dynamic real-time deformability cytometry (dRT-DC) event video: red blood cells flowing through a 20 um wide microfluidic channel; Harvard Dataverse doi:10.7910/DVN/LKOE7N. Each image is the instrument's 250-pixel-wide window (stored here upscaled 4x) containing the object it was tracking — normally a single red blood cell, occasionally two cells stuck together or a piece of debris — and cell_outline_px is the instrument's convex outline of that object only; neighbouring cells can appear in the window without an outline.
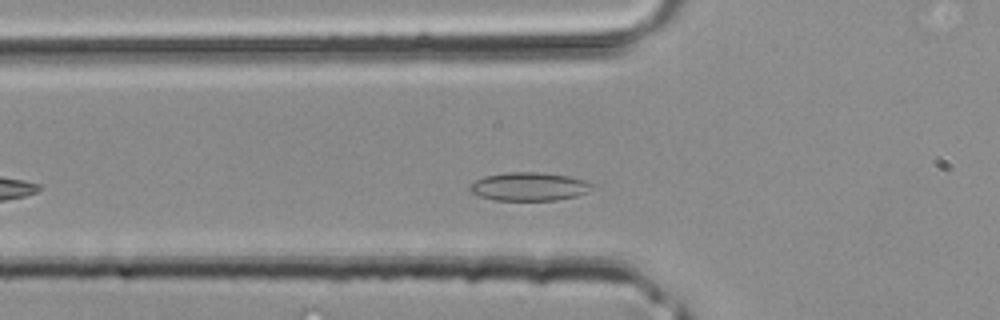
{"species": "common noctule bat (a hibernating species)", "species_latin": "Nyctalus noctula", "temperature_condition": "room temperature", "stored_images_in_passage": 28, "camera_frame_rate_fps": 3000, "um_per_image_px": 0.085, "animal": {"sex": "male", "body_mass_g": 20.4}, "frame": {"image": 1, "passage_image": 7, "time_ms": 2.0, "image_size_px": [1000, 320], "cell_outline_px": [[596, 184], [588, 192], [576, 196], [556, 200], [496, 200], [480, 196], [472, 192], [468, 188], [476, 180], [484, 176], [508, 172], [536, 172], [568, 176], [584, 180]], "centroid_in_image_um": [45.01, 15.86], "position_along_channel_um": 80.8, "area_um2": 20.11}}
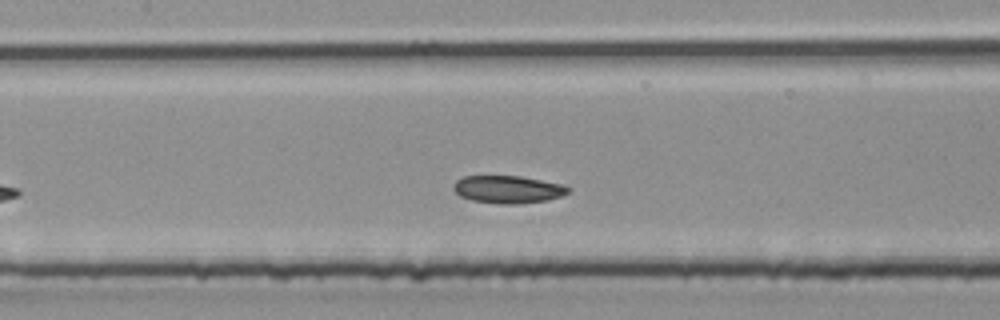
{"frame": {"image": 2, "passage_image": 12, "time_ms": 3.667, "image_size_px": [1000, 320], "cell_outline_px": [[572, 188], [568, 192], [560, 196], [548, 200], [520, 204], [500, 204], [472, 200], [460, 196], [452, 188], [452, 184], [456, 180], [464, 176], [520, 176], [564, 184]], "centroid_in_image_um": [43.18, 16.1], "position_along_channel_um": 164.2, "area_um2": 18.61}}
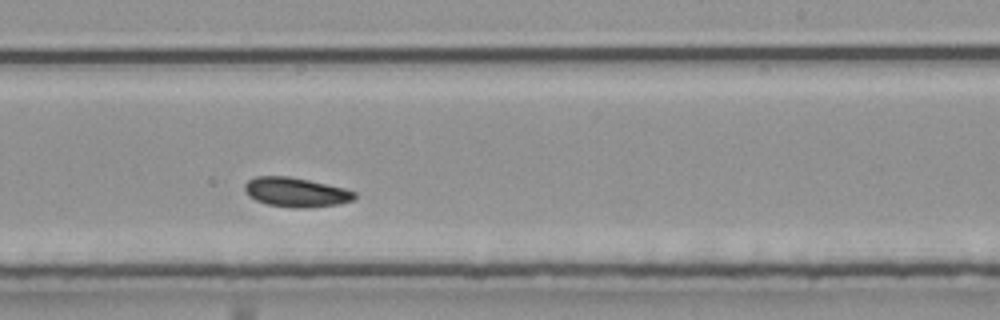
{"frame": {"image": 3, "passage_image": 18, "time_ms": 5.667, "image_size_px": [1000, 320], "cell_outline_px": [[356, 196], [352, 200], [340, 204], [312, 208], [296, 208], [268, 204], [256, 200], [248, 196], [244, 192], [244, 184], [248, 180], [256, 176], [288, 176], [308, 180], [344, 188], [356, 192]], "centroid_in_image_um": [25.14, 16.34], "position_along_channel_um": 263.9, "area_um2": 18.9}}